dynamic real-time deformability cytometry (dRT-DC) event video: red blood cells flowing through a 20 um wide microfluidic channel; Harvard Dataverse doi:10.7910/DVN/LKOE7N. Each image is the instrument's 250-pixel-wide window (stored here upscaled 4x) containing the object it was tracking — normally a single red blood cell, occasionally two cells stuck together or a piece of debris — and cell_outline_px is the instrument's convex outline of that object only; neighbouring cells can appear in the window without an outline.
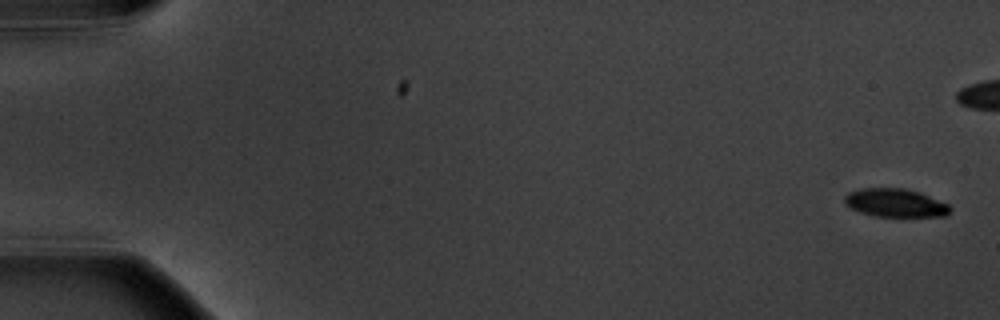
{"species": "common noctule bat (a hibernating species)", "species_latin": "Nyctalus noctula", "temperature_condition": "warm", "stored_images_in_passage": 8, "camera_frame_rate_fps": 3000, "um_per_image_px": 0.085, "animal": {"sex": "male", "body_mass_g": 20.1, "forearm_length_mm": 53.5}, "frame": {"image": 1, "passage_image": 1, "time_ms": 0.0, "image_size_px": [1000, 320], "cell_outline_px": [[952, 208], [948, 216], [872, 216], [860, 212], [844, 204], [844, 196], [848, 192], [860, 188], [904, 188], [920, 192], [948, 204]], "centroid_in_image_um": [76.09, 17.24], "position_along_channel_um": 8.9, "area_um2": 17.51}}